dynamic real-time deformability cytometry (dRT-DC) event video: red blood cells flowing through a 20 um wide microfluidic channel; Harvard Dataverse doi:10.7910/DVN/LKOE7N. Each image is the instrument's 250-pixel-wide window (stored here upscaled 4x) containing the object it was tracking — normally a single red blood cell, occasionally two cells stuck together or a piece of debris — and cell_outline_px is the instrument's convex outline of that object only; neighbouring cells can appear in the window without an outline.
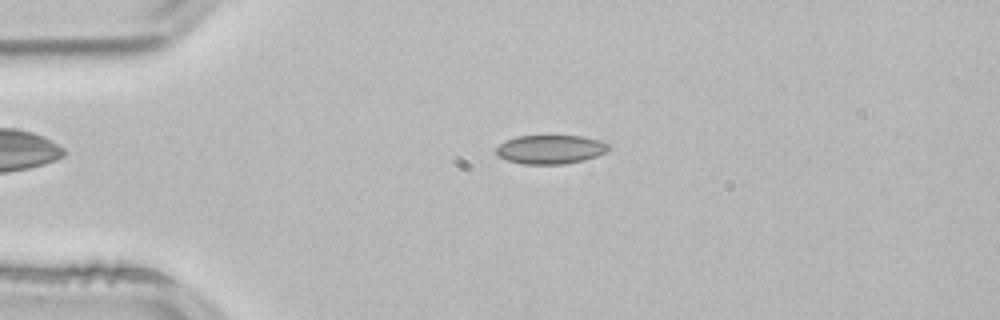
{"species": "common noctule bat (a hibernating species)", "species_latin": "Nyctalus noctula", "temperature_condition": "room temperature", "stored_images_in_passage": 2, "camera_frame_rate_fps": 3000, "um_per_image_px": 0.085, "animal": {"sex": "male", "body_mass_g": 21.5, "forearm_length_mm": 52.0}, "frame": {"image": 1, "passage_image": 1, "time_ms": 0.0, "image_size_px": [1000, 320], "cell_outline_px": [[608, 148], [604, 152], [596, 156], [584, 160], [564, 164], [524, 164], [508, 160], [496, 156], [496, 148], [500, 144], [516, 136], [580, 136], [600, 140], [608, 144]], "centroid_in_image_um": [46.76, 12.7], "position_along_channel_um": 38.2, "area_um2": 18.73}}
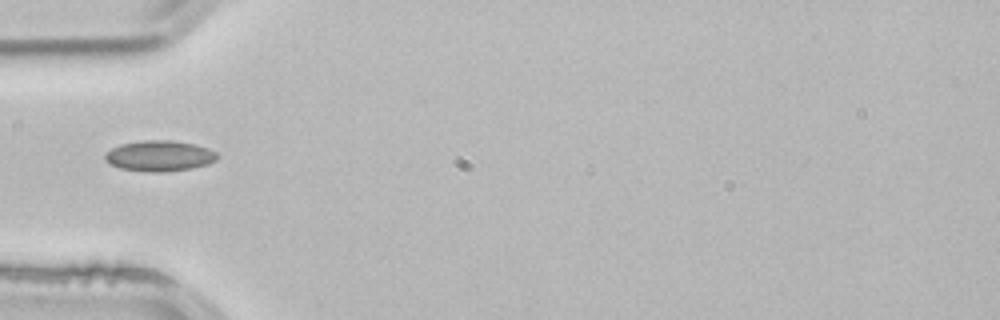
{"frame": {"image": 2, "passage_image": 2, "time_ms": 0.333, "image_size_px": [1000, 320], "cell_outline_px": [[220, 156], [216, 160], [208, 164], [192, 168], [164, 172], [144, 172], [120, 168], [108, 164], [104, 160], [104, 152], [120, 144], [140, 140], [172, 140], [196, 144], [208, 148], [216, 152]], "centroid_in_image_um": [13.53, 13.25], "position_along_channel_um": 71.5, "area_um2": 20.52}}